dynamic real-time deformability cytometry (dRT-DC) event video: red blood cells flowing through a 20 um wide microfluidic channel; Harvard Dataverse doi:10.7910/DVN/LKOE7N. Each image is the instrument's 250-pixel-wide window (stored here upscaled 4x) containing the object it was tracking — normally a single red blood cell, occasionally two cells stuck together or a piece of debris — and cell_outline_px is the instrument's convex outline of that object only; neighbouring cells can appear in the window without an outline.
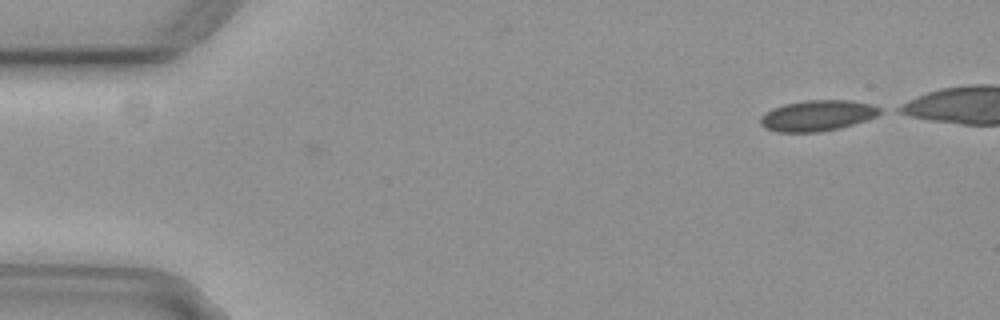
{"species": "common noctule bat (a hibernating species)", "species_latin": "Nyctalus noctula", "temperature_condition": "cold", "stored_images_in_passage": 6, "camera_frame_rate_fps": 3000, "um_per_image_px": 0.085, "animal": {"sex": "female", "body_mass_g": 29.2, "forearm_length_mm": 56.3}, "frame": {"image": 1, "passage_image": 6, "time_ms": 1.667, "image_size_px": [1000, 320], "cell_outline_px": [[884, 112], [876, 116], [840, 128], [820, 132], [780, 132], [764, 128], [760, 124], [760, 116], [764, 112], [772, 108], [784, 104], [804, 100], [848, 100], [872, 104], [880, 108]], "centroid_in_image_um": [69.45, 9.82], "position_along_channel_um": 15.6, "area_um2": 21.56}}